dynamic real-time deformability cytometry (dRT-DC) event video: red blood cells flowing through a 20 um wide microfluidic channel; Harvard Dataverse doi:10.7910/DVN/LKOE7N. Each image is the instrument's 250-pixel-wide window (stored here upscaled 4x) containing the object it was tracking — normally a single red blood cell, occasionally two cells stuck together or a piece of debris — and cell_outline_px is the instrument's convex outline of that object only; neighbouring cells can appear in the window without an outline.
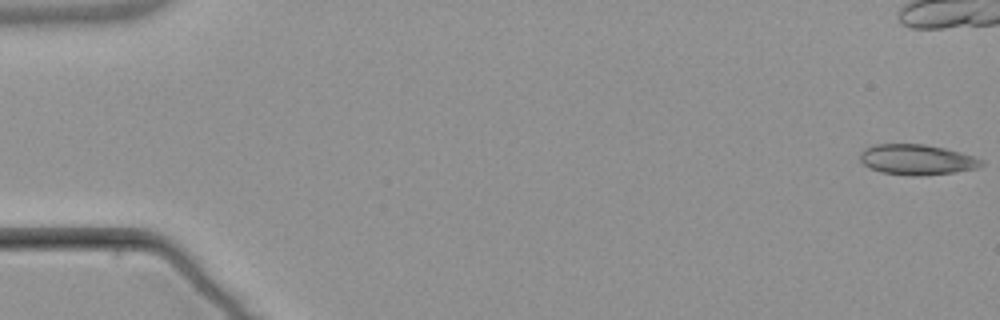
{"species": "common noctule bat (a hibernating species)", "species_latin": "Nyctalus noctula", "temperature_condition": "warm", "stored_images_in_passage": 8, "camera_frame_rate_fps": 3000, "um_per_image_px": 0.085, "animal": {"sex": "male", "body_mass_g": 21.5, "forearm_length_mm": 52.0}, "frame": {"image": 1, "passage_image": 1, "time_ms": 0.0, "image_size_px": [1000, 320], "cell_outline_px": [[984, 164], [980, 168], [956, 172], [924, 176], [908, 176], [880, 172], [864, 164], [860, 160], [860, 152], [864, 148], [872, 144], [924, 144], [944, 148], [960, 152], [984, 160]], "centroid_in_image_um": [77.95, 13.58], "position_along_channel_um": 7.1, "area_um2": 21.79}}